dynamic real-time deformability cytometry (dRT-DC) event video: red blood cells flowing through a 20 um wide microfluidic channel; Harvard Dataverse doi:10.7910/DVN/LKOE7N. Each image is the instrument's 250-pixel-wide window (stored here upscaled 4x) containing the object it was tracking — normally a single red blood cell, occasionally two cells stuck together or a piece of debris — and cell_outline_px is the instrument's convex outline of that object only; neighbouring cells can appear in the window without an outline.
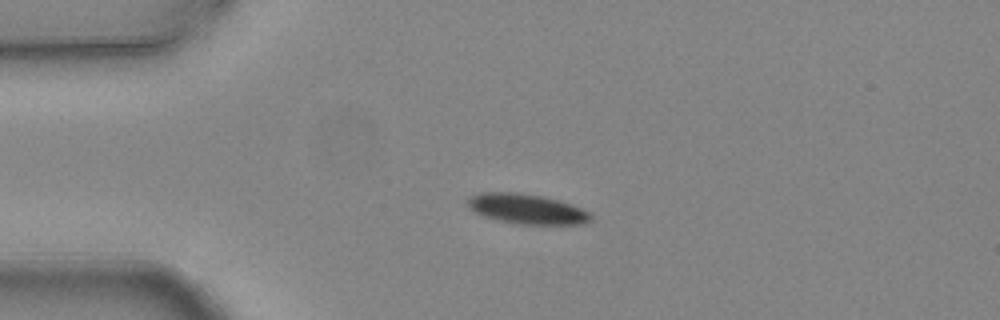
{"species": "common noctule bat (a hibernating species)", "species_latin": "Nyctalus noctula", "temperature_condition": "warm", "stored_images_in_passage": 5, "camera_frame_rate_fps": 3000, "um_per_image_px": 0.085, "animal": {"sex": "female", "body_mass_g": 24.6, "forearm_length_mm": 56.2}, "frame": {"image": 1, "passage_image": 3, "time_ms": 0.667, "image_size_px": [1000, 320], "cell_outline_px": [[592, 220], [584, 224], [516, 224], [484, 216], [468, 208], [468, 196], [480, 192], [520, 192], [540, 196], [556, 200], [592, 212]], "centroid_in_image_um": [44.77, 17.76], "position_along_channel_um": 40.2, "area_um2": 21.44}}
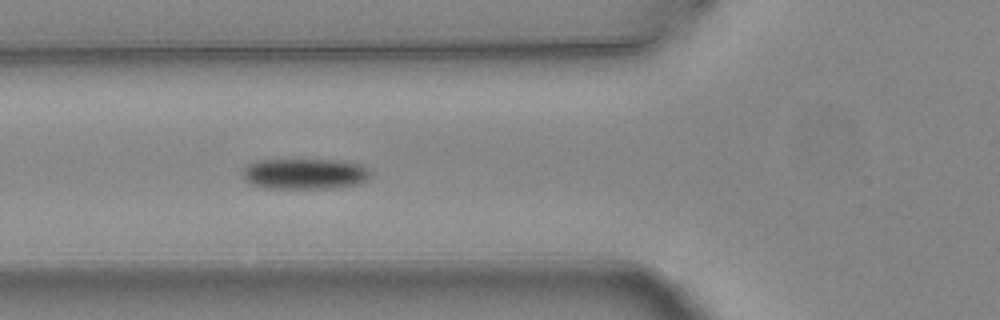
{"frame": {"image": 2, "passage_image": 5, "time_ms": 1.333, "image_size_px": [1000, 320], "cell_outline_px": [[372, 172], [368, 180], [356, 184], [332, 188], [264, 188], [252, 184], [244, 176], [244, 168], [248, 164], [256, 160], [336, 160], [360, 164], [368, 168]], "centroid_in_image_um": [25.95, 14.77], "position_along_channel_um": 99.9, "area_um2": 22.77}}